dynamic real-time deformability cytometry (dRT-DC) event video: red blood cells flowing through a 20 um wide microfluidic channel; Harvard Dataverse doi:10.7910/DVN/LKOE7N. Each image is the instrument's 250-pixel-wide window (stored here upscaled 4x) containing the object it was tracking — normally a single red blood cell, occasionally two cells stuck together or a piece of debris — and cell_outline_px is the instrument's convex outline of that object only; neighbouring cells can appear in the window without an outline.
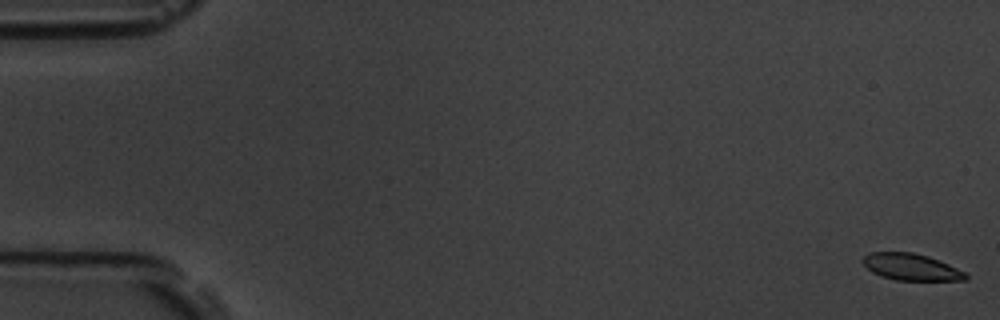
{"species": "common noctule bat (a hibernating species)", "species_latin": "Nyctalus noctula", "temperature_condition": "room temperature", "stored_images_in_passage": 10, "camera_frame_rate_fps": 3000, "um_per_image_px": 0.085, "animal": {"sex": "male", "body_mass_g": 19.5, "forearm_length_mm": 54.6}, "frame": {"image": 1, "passage_image": 1, "time_ms": 0.0, "image_size_px": [1000, 320], "cell_outline_px": [[968, 280], [896, 280], [880, 276], [872, 272], [860, 260], [868, 252], [912, 252], [928, 256], [948, 264], [964, 272], [968, 276]], "centroid_in_image_um": [77.41, 22.69], "position_along_channel_um": 7.6, "area_um2": 15.95}}
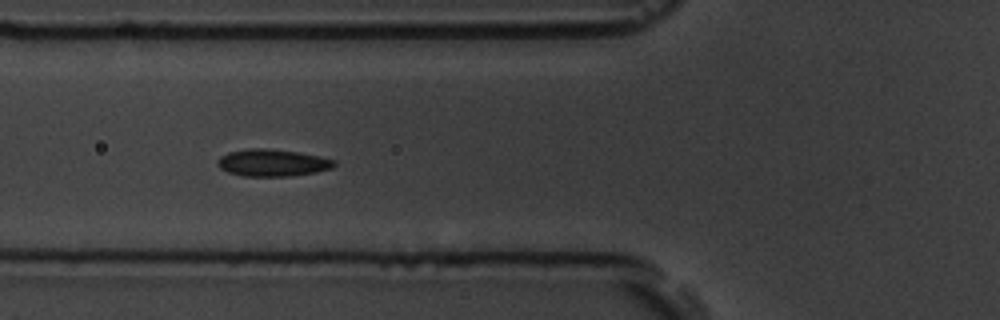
{"frame": {"image": 2, "passage_image": 7, "time_ms": 7.0, "image_size_px": [1000, 320], "cell_outline_px": [[336, 164], [332, 168], [316, 172], [288, 176], [244, 176], [228, 172], [220, 168], [216, 164], [216, 160], [220, 156], [228, 152], [252, 148], [264, 148], [300, 152], [336, 160]], "centroid_in_image_um": [23.14, 13.83], "position_along_channel_um": 102.7, "area_um2": 18.44}}
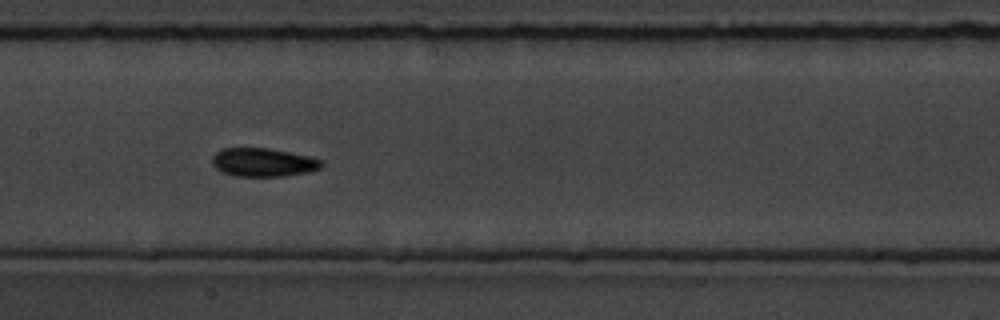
{"frame": {"image": 3, "passage_image": 9, "time_ms": 9.333, "image_size_px": [1000, 320], "cell_outline_px": [[324, 164], [320, 168], [308, 172], [284, 176], [236, 176], [224, 172], [216, 168], [212, 164], [212, 156], [220, 148], [268, 148], [308, 156], [324, 160]], "centroid_in_image_um": [22.38, 13.79], "position_along_channel_um": 185.0, "area_um2": 18.15}}